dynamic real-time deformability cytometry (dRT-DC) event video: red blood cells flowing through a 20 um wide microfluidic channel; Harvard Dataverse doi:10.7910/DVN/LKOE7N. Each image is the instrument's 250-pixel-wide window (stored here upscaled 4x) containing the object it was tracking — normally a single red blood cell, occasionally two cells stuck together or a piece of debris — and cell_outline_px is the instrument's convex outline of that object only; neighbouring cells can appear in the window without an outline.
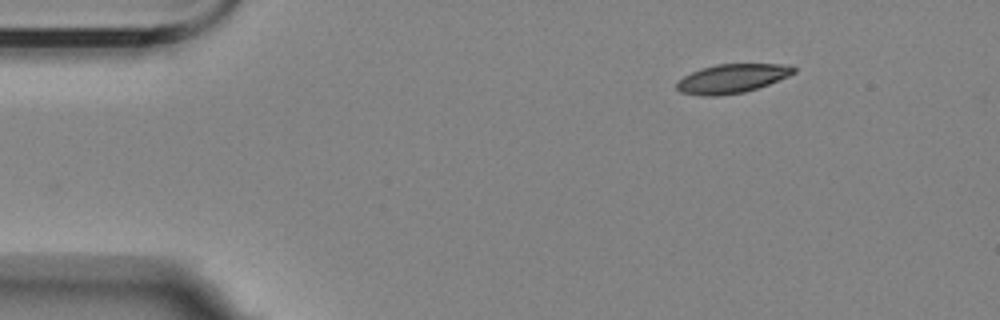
{"species": "Egyptian fruit bat (a non-hibernating species)", "species_latin": "Rousettus aegyptiacus", "temperature_condition": "room temperature", "stored_images_in_passage": 3, "camera_frame_rate_fps": 3000, "um_per_image_px": 0.085, "animal": {"sex": "female"}, "frame": {"image": 1, "passage_image": 1, "time_ms": 0.0, "image_size_px": [1000, 320], "cell_outline_px": [[796, 72], [788, 76], [768, 84], [744, 92], [720, 96], [700, 96], [680, 92], [676, 88], [676, 84], [684, 76], [700, 68], [716, 64], [792, 64], [796, 68]], "centroid_in_image_um": [62.22, 6.67], "position_along_channel_um": 22.8, "area_um2": 19.83}}